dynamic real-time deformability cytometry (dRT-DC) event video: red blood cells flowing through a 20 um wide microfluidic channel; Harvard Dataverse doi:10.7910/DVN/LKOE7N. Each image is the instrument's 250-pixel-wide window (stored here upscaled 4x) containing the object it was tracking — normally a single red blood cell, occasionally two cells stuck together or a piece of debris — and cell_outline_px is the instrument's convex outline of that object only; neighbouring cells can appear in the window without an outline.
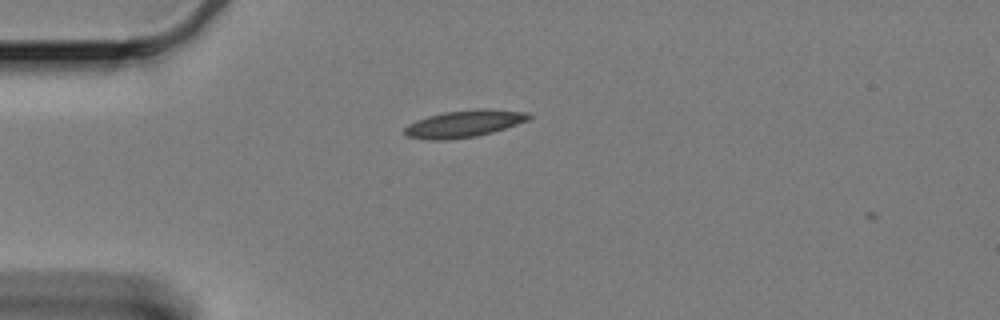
{"species": "Egyptian fruit bat (a non-hibernating species)", "species_latin": "Rousettus aegyptiacus", "temperature_condition": "cold", "stored_images_in_passage": 44, "camera_frame_rate_fps": 3000, "um_per_image_px": 0.085, "animal": {"sex": "female"}, "frame": {"image": 1, "passage_image": 1, "time_ms": 0.0, "image_size_px": [1000, 320], "cell_outline_px": [[532, 116], [528, 120], [492, 132], [476, 136], [448, 140], [424, 140], [408, 136], [404, 132], [404, 128], [408, 124], [416, 120], [428, 116], [444, 112], [476, 108], [488, 108], [532, 112]], "centroid_in_image_um": [39.46, 10.5], "position_along_channel_um": 45.5, "area_um2": 19.83}}
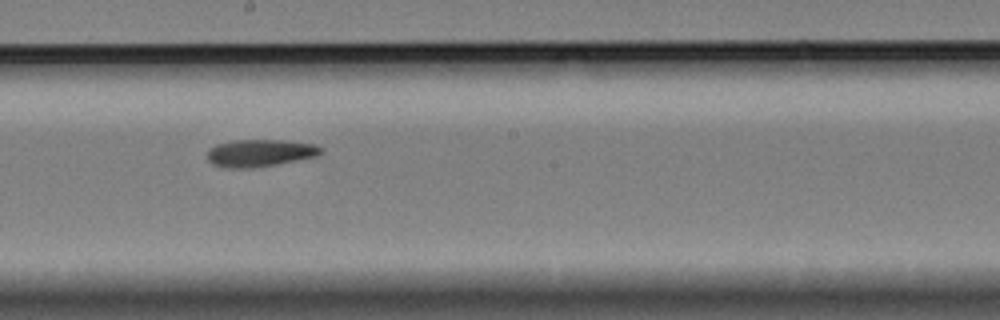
{"frame": {"image": 2, "passage_image": 19, "time_ms": 6.0, "image_size_px": [1000, 320], "cell_outline_px": [[324, 152], [320, 156], [276, 164], [252, 168], [228, 168], [212, 164], [208, 160], [208, 148], [216, 144], [232, 140], [284, 140], [316, 144], [324, 148]], "centroid_in_image_um": [22.14, 13.0], "position_along_channel_um": 226.1, "area_um2": 18.38}}
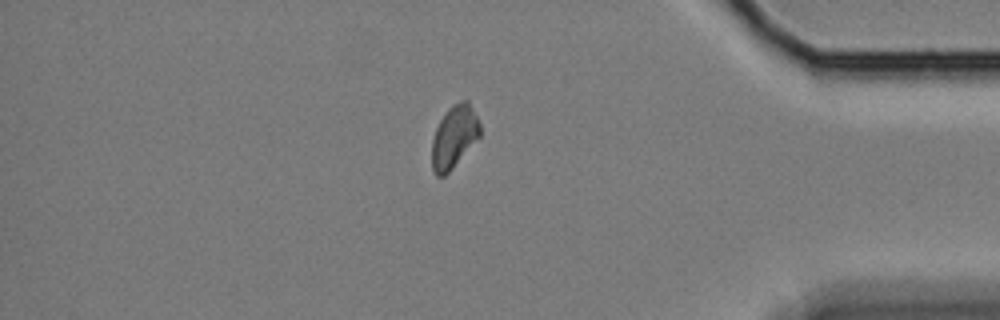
{"frame": {"image": 3, "passage_image": 37, "time_ms": 12.0, "image_size_px": [1000, 320], "cell_outline_px": [[480, 136], [452, 168], [444, 176], [436, 176], [432, 172], [432, 140], [436, 128], [440, 120], [448, 108], [452, 104], [460, 100], [468, 100], [480, 124]], "centroid_in_image_um": [38.58, 11.62], "position_along_channel_um": 396.6, "area_um2": 17.4}}